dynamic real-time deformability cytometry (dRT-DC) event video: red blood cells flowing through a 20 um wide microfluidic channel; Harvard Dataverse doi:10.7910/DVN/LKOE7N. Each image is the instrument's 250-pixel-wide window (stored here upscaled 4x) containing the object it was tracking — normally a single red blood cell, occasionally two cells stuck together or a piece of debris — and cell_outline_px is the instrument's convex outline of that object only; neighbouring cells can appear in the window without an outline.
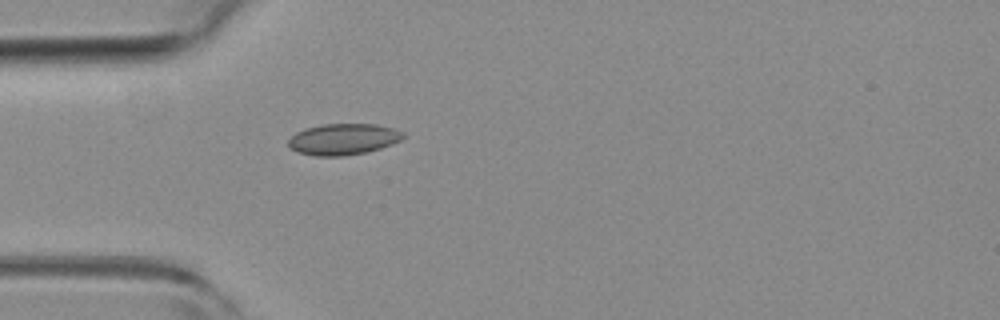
{"species": "common noctule bat (a hibernating species)", "species_latin": "Nyctalus noctula", "temperature_condition": "room temperature", "stored_images_in_passage": 2, "camera_frame_rate_fps": 3000, "um_per_image_px": 0.085, "animal": {"sex": "female", "body_mass_g": 19.3, "forearm_length_mm": 54.1}, "frame": {"image": 1, "passage_image": 2, "time_ms": 0.333, "image_size_px": [1000, 320], "cell_outline_px": [[404, 136], [400, 140], [392, 144], [380, 148], [364, 152], [344, 156], [316, 156], [296, 152], [288, 144], [288, 140], [296, 132], [304, 128], [324, 124], [376, 124], [396, 128], [404, 132]], "centroid_in_image_um": [29.18, 11.82], "position_along_channel_um": 55.8, "area_um2": 20.92}}